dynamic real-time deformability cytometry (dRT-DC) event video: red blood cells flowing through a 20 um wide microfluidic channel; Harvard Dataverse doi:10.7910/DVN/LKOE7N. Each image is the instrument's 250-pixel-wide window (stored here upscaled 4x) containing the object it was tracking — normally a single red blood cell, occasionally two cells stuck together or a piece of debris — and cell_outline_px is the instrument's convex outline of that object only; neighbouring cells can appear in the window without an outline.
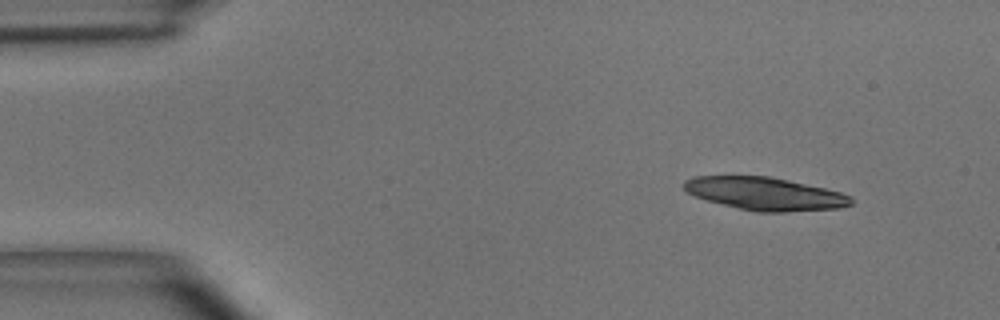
{"species": "common noctule bat (a hibernating species)", "species_latin": "Nyctalus noctula", "temperature_condition": "room temperature", "stored_images_in_passage": 5, "camera_frame_rate_fps": 3000, "um_per_image_px": 0.085, "animal": {"sex": "male", "body_mass_g": 15.6}, "frame": {"image": 1, "passage_image": 1, "time_ms": 0.0, "image_size_px": [1000, 320], "cell_outline_px": [[852, 204], [840, 208], [784, 212], [756, 212], [708, 200], [696, 196], [688, 192], [684, 188], [684, 180], [692, 176], [772, 176], [824, 188], [840, 192], [852, 196]], "centroid_in_image_um": [65.05, 16.46], "position_along_channel_um": 19.9, "area_um2": 31.85}}
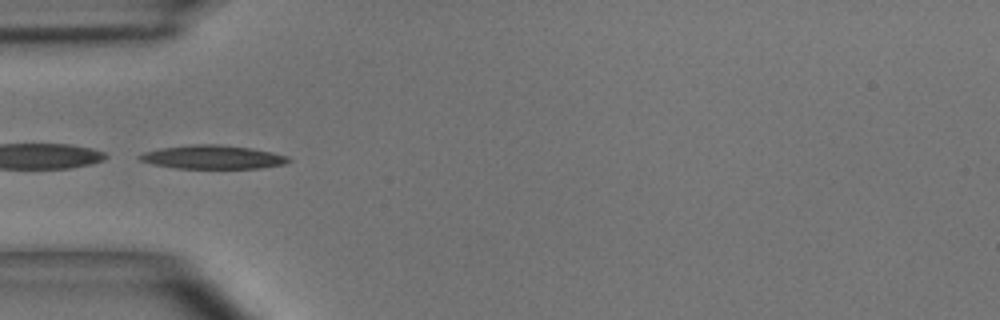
{"frame": {"image": 2, "passage_image": 4, "time_ms": 1.0, "image_size_px": [1000, 320], "cell_outline_px": [[292, 160], [284, 164], [260, 168], [176, 168], [152, 164], [140, 160], [136, 156], [144, 152], [160, 148], [196, 144], [216, 144], [248, 148], [272, 152], [288, 156]], "centroid_in_image_um": [18.06, 13.36], "position_along_channel_um": 66.9, "area_um2": 20.35}}
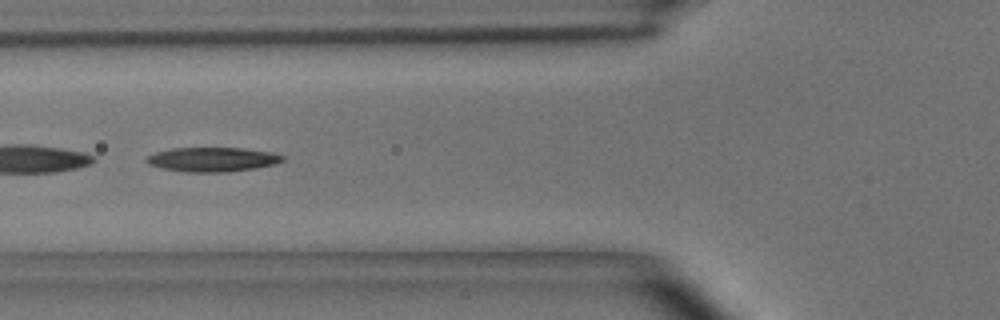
{"frame": {"image": 3, "passage_image": 5, "time_ms": 1.333, "image_size_px": [1000, 320], "cell_outline_px": [[284, 160], [276, 164], [256, 168], [228, 172], [184, 172], [160, 168], [148, 164], [144, 160], [148, 156], [156, 152], [172, 148], [244, 148], [272, 152], [284, 156]], "centroid_in_image_um": [18.06, 13.56], "position_along_channel_um": 107.7, "area_um2": 19.48}}